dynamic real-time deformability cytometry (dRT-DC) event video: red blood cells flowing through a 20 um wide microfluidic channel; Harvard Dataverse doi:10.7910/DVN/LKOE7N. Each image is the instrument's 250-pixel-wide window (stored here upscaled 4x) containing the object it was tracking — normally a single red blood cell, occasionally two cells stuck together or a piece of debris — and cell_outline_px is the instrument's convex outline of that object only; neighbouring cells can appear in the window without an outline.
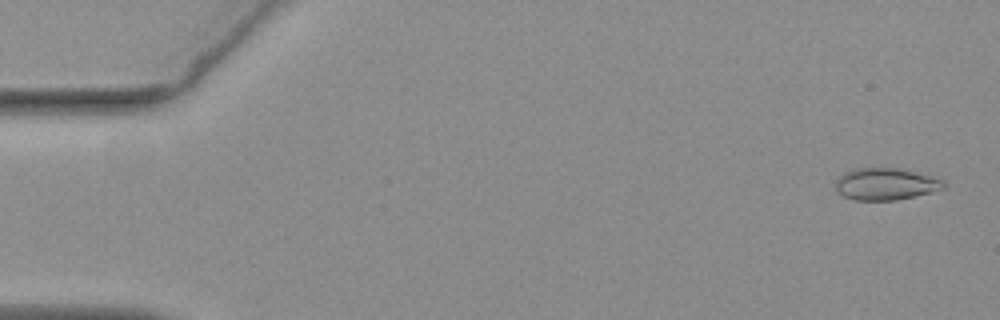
{"species": "common noctule bat (a hibernating species)", "species_latin": "Nyctalus noctula", "temperature_condition": "warm", "stored_images_in_passage": 8, "camera_frame_rate_fps": 3000, "um_per_image_px": 0.085, "animal": {"sex": "female", "body_mass_g": 19.3, "forearm_length_mm": 54.1}, "frame": {"image": 1, "passage_image": 2, "time_ms": 0.333, "image_size_px": [1000, 320], "cell_outline_px": [[944, 188], [932, 192], [916, 196], [896, 200], [856, 200], [844, 196], [836, 192], [836, 180], [844, 172], [856, 168], [896, 168], [932, 176], [944, 180]], "centroid_in_image_um": [75.27, 15.65], "position_along_channel_um": 9.7, "area_um2": 20.06}}